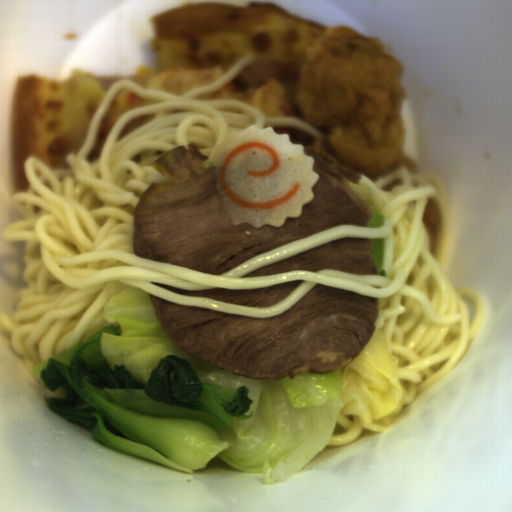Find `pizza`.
Listing matches in <instances>:
<instances>
[{
	"label": "pizza",
	"mask_w": 512,
	"mask_h": 512,
	"mask_svg": "<svg viewBox=\"0 0 512 512\" xmlns=\"http://www.w3.org/2000/svg\"><path fill=\"white\" fill-rule=\"evenodd\" d=\"M273 129L276 134H289L291 142L302 144L304 149L311 147L316 152H324L330 157L336 158L338 165L344 167L343 160L328 145L326 136L323 135L318 140L314 135L294 127L275 126Z\"/></svg>",
	"instance_id": "3"
},
{
	"label": "pizza",
	"mask_w": 512,
	"mask_h": 512,
	"mask_svg": "<svg viewBox=\"0 0 512 512\" xmlns=\"http://www.w3.org/2000/svg\"><path fill=\"white\" fill-rule=\"evenodd\" d=\"M154 103L165 102L156 99L140 98L127 88L118 90L97 127V140L93 151L86 158L88 162L99 159L107 137L120 115L125 111Z\"/></svg>",
	"instance_id": "2"
},
{
	"label": "pizza",
	"mask_w": 512,
	"mask_h": 512,
	"mask_svg": "<svg viewBox=\"0 0 512 512\" xmlns=\"http://www.w3.org/2000/svg\"><path fill=\"white\" fill-rule=\"evenodd\" d=\"M186 111H191V110H183V109L182 110H172L171 113H182V112H186Z\"/></svg>",
	"instance_id": "5"
},
{
	"label": "pizza",
	"mask_w": 512,
	"mask_h": 512,
	"mask_svg": "<svg viewBox=\"0 0 512 512\" xmlns=\"http://www.w3.org/2000/svg\"><path fill=\"white\" fill-rule=\"evenodd\" d=\"M155 113L154 114H149V115H143V116H138L136 117L135 119H133L132 121H130L124 128L123 130L121 131V133L119 134V136L117 137L116 140H120L121 138H123L124 136H126L127 134H129L130 132L134 131L135 129L141 127L142 125L146 124L147 122H149L150 120H152L154 117H155Z\"/></svg>",
	"instance_id": "4"
},
{
	"label": "pizza",
	"mask_w": 512,
	"mask_h": 512,
	"mask_svg": "<svg viewBox=\"0 0 512 512\" xmlns=\"http://www.w3.org/2000/svg\"><path fill=\"white\" fill-rule=\"evenodd\" d=\"M150 20L155 61L133 73L108 77L73 72L63 81L31 72L17 76L10 150L18 193L31 185L24 170L29 156L39 158L50 171L72 170L65 156L82 149L107 91L120 80L181 96L215 82L241 58L254 56V63L230 83L193 98L237 99L265 115L304 122L294 92L310 48L330 27L266 2L193 0Z\"/></svg>",
	"instance_id": "1"
}]
</instances>
